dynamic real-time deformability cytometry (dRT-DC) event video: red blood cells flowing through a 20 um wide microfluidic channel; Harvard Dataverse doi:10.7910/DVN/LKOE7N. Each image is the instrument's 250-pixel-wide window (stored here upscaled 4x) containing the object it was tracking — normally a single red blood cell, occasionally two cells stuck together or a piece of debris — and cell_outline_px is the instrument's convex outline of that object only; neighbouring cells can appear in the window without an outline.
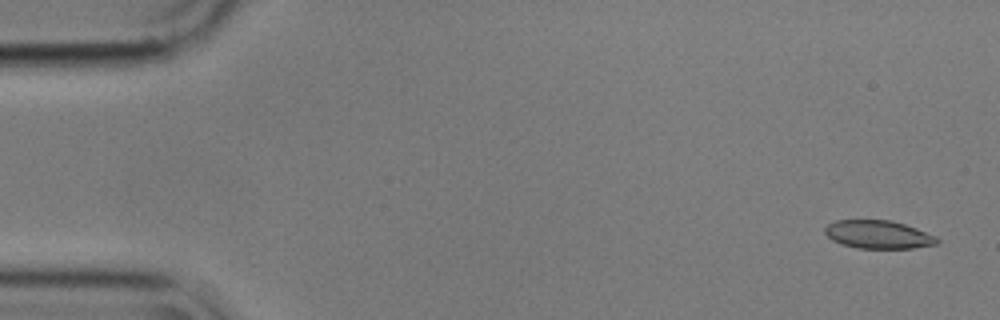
{"species": "common noctule bat (a hibernating species)", "species_latin": "Nyctalus noctula", "temperature_condition": "cold", "stored_images_in_passage": 5, "camera_frame_rate_fps": 3000, "um_per_image_px": 0.085, "animal": {"sex": "male", "body_mass_g": 17.9}, "frame": {"image": 1, "passage_image": 1, "time_ms": 0.0, "image_size_px": [1000, 320], "cell_outline_px": [[940, 240], [936, 244], [912, 248], [856, 248], [840, 244], [832, 240], [824, 232], [824, 228], [828, 224], [836, 220], [892, 220], [916, 228], [936, 236]], "centroid_in_image_um": [74.63, 19.93], "position_along_channel_um": 10.4, "area_um2": 18.44}}
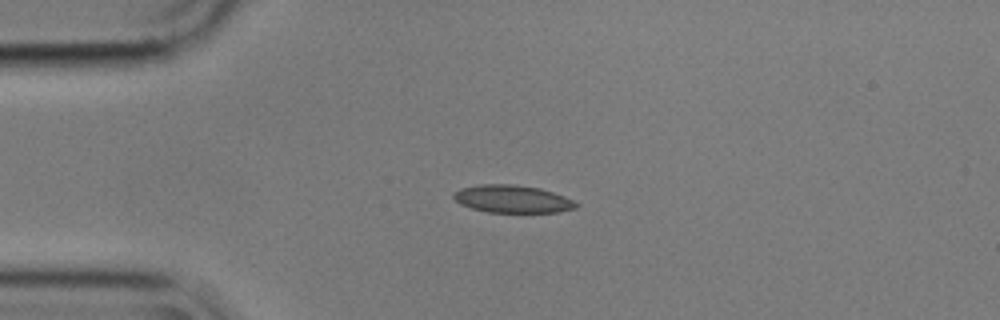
{"frame": {"image": 2, "passage_image": 4, "time_ms": 1.0, "image_size_px": [1000, 320], "cell_outline_px": [[580, 204], [576, 208], [560, 212], [488, 212], [472, 208], [460, 204], [452, 196], [452, 192], [460, 188], [480, 184], [512, 184], [540, 188], [564, 196]], "centroid_in_image_um": [43.54, 16.91], "position_along_channel_um": 41.5, "area_um2": 19.77}}